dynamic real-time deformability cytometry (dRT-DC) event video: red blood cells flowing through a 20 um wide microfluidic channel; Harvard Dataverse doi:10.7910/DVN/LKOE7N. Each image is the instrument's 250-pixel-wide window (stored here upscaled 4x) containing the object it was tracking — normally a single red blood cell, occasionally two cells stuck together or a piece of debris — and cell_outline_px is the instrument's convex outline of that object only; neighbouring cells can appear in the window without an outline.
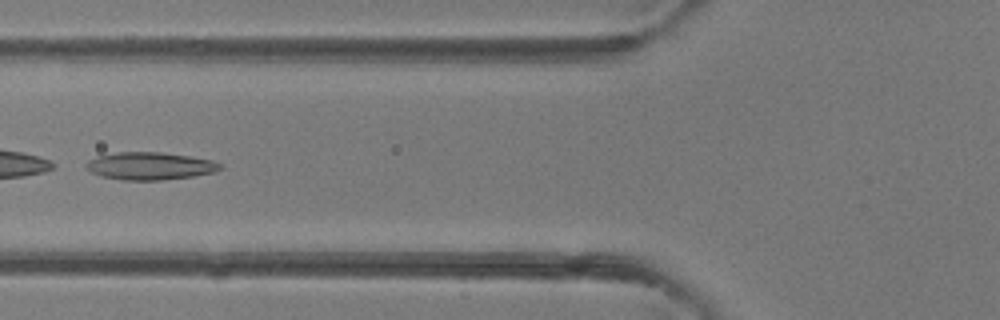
{"species": "common noctule bat (a hibernating species)", "species_latin": "Nyctalus noctula", "temperature_condition": "room temperature", "stored_images_in_passage": 2, "camera_frame_rate_fps": 3000, "um_per_image_px": 0.085, "animal": {"sex": "female"}, "frame": {"image": 1, "passage_image": 2, "time_ms": 1.0, "image_size_px": [1000, 320], "cell_outline_px": [[224, 168], [216, 172], [192, 176], [160, 180], [124, 180], [100, 176], [84, 168], [84, 164], [88, 160], [96, 156], [116, 152], [160, 152], [188, 156], [212, 160], [220, 164]], "centroid_in_image_um": [12.71, 14.11], "position_along_channel_um": 113.1, "area_um2": 21.62}}